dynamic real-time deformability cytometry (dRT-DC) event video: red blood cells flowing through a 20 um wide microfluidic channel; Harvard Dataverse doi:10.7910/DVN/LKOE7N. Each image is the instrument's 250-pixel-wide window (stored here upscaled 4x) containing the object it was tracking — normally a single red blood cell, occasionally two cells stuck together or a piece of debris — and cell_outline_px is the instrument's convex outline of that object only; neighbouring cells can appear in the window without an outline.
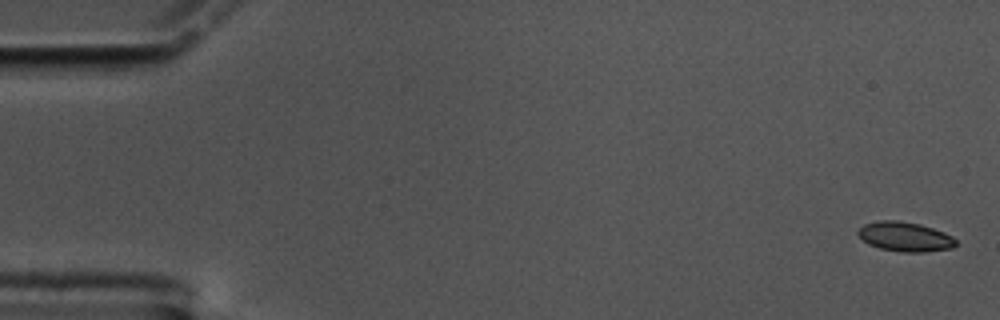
{"species": "common noctule bat (a hibernating species)", "species_latin": "Nyctalus noctula", "temperature_condition": "cold", "stored_images_in_passage": 60, "camera_frame_rate_fps": 3000, "um_per_image_px": 0.085, "animal": {"sex": "male", "body_mass_g": 17.5, "forearm_length_mm": 52.3}, "frame": {"image": 1, "passage_image": 1, "time_ms": 0.0, "image_size_px": [1000, 320], "cell_outline_px": [[956, 244], [952, 248], [924, 252], [900, 252], [880, 248], [868, 244], [856, 232], [864, 224], [880, 220], [896, 220], [920, 224], [944, 232], [952, 236], [956, 240]], "centroid_in_image_um": [76.93, 20.12], "position_along_channel_um": 8.1, "area_um2": 16.76}}
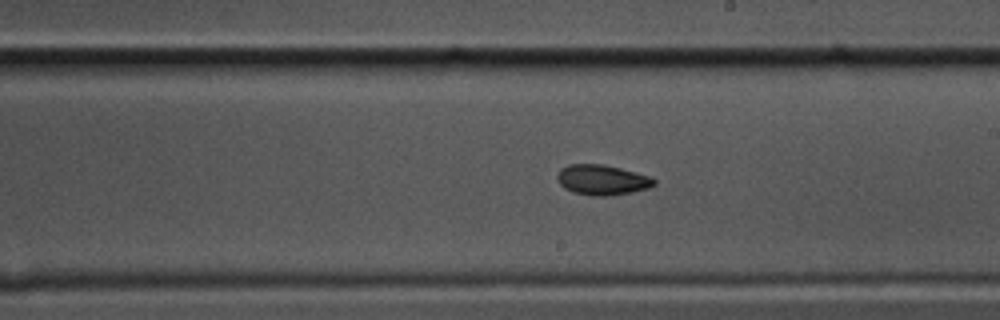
{"frame": {"image": 2, "passage_image": 34, "time_ms": 11.0, "image_size_px": [1000, 320], "cell_outline_px": [[656, 184], [648, 188], [632, 192], [608, 196], [592, 196], [572, 192], [564, 188], [560, 184], [556, 176], [560, 168], [568, 164], [604, 164], [652, 176], [656, 180]], "centroid_in_image_um": [51.18, 15.29], "position_along_channel_um": 237.8, "area_um2": 17.28}}
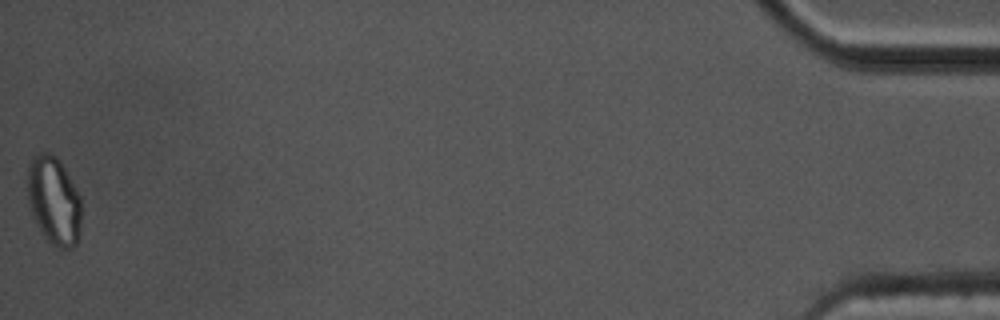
{"frame": {"image": 3, "passage_image": 60, "time_ms": 19.667, "image_size_px": [1000, 320], "cell_outline_px": [[80, 232], [76, 244], [72, 248], [60, 248], [52, 244], [44, 236], [28, 204], [28, 160], [36, 152], [48, 152], [56, 156], [60, 160], [80, 196]], "centroid_in_image_um": [4.57, 17.01], "position_along_channel_um": 430.6, "area_um2": 27.63}, "authors_computed_cell_mechanics": {"area_um2": 16.762, "velocity_mm_per_s": 3.3445, "shape_relaxation_time_tau1_ms": 5.2659, "shape_relaxation_time_tau2_ms": 3.2768, "deformation_change_tau1": 0.1141, "deformation_change_tau2": 0.0644}}